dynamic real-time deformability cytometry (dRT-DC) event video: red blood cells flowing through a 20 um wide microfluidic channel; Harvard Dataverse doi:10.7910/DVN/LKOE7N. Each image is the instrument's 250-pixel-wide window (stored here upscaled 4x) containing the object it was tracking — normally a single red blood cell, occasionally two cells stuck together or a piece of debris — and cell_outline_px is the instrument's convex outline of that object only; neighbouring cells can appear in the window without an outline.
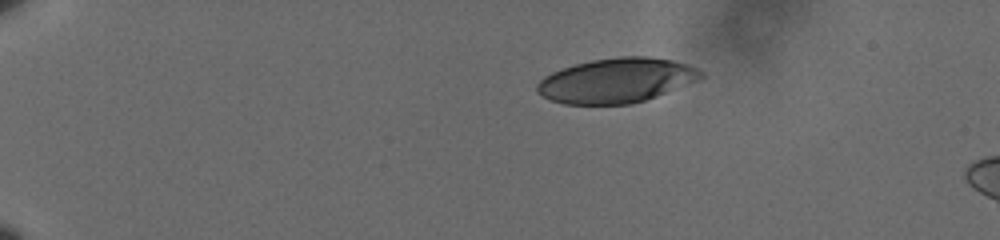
{"species": "human", "species_latin": "Homo sapiens", "temperature_condition": "cold", "stored_images_in_passage": 8, "camera_frame_rate_fps": 3000, "um_per_image_px": 0.085, "donor": {"sex": "male"}, "frame": {"image": 1, "passage_image": 1, "time_ms": 0.0, "image_size_px": [1000, 240], "cell_outline_px": [[704, 76], [700, 80], [656, 96], [632, 104], [564, 104], [552, 100], [536, 92], [536, 84], [544, 76], [552, 72], [576, 64], [592, 60], [620, 56], [648, 56], [672, 60], [696, 68], [704, 72]], "centroid_in_image_um": [52.41, 6.84], "position_along_channel_um": 32.6, "area_um2": 42.48}}